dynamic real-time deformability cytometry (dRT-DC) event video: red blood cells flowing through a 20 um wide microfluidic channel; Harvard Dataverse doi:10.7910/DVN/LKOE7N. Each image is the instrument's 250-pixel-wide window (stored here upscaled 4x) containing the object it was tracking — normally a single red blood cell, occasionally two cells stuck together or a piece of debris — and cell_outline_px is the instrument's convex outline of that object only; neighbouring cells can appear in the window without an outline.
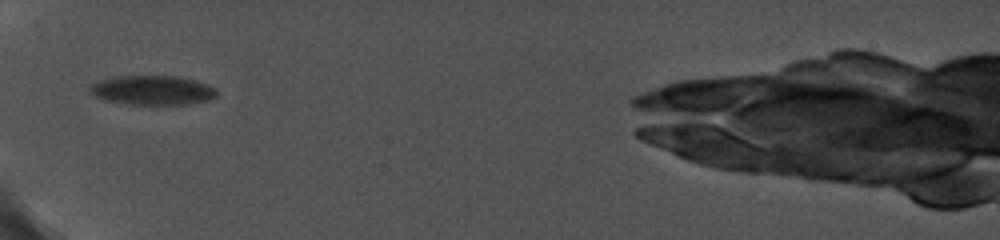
{"species": "common noctule bat (a hibernating species)", "species_latin": "Nyctalus noctula", "temperature_condition": "cold", "stored_images_in_passage": 9, "camera_frame_rate_fps": 5000, "um_per_image_px": 0.085, "animal": {"sex": "female", "body_mass_g": 19.0, "forearm_length_mm": 56.7}, "frame": {"image": 1, "passage_image": 1, "time_ms": 0.0, "image_size_px": [1000, 240], "cell_outline_px": [[216, 96], [208, 100], [188, 104], [132, 104], [104, 100], [88, 92], [88, 88], [92, 84], [100, 80], [116, 76], [176, 76], [196, 80], [208, 84], [216, 88]], "centroid_in_image_um": [12.96, 7.66], "position_along_channel_um": 72.0, "area_um2": 21.68}}